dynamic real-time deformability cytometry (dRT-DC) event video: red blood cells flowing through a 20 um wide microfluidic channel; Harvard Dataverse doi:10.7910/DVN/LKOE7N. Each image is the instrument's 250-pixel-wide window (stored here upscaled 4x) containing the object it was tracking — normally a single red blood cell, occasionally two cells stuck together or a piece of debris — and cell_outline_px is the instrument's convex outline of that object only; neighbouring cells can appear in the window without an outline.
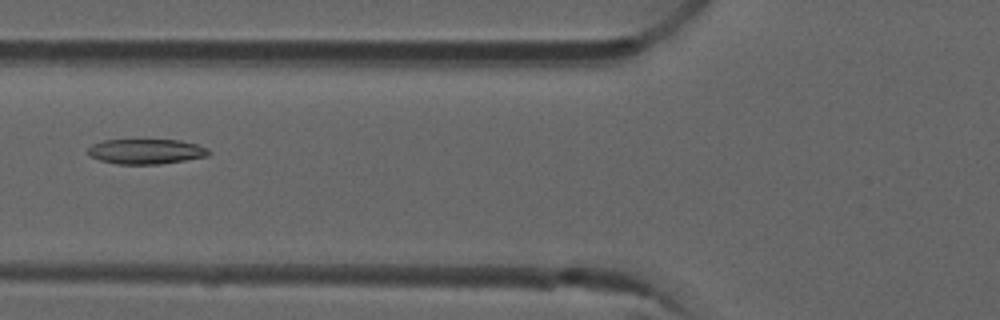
{"species": "common noctule bat (a hibernating species)", "species_latin": "Nyctalus noctula", "temperature_condition": "room temperature", "stored_images_in_passage": 52, "camera_frame_rate_fps": 3000, "um_per_image_px": 0.085, "animal": {"sex": "male", "forearm_length_mm": 52.5}, "frame": {"image": 1, "passage_image": 20, "time_ms": 6.333, "image_size_px": [1000, 320], "cell_outline_px": [[212, 152], [208, 156], [160, 164], [116, 164], [100, 160], [88, 156], [88, 148], [92, 144], [104, 140], [180, 140], [196, 144], [208, 148]], "centroid_in_image_um": [12.41, 12.87], "position_along_channel_um": 113.4, "area_um2": 17.69}}
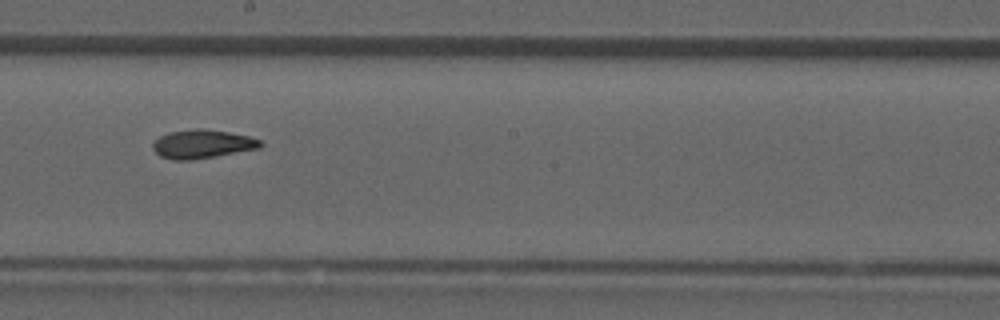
{"frame": {"image": 2, "passage_image": 29, "time_ms": 9.333, "image_size_px": [1000, 320], "cell_outline_px": [[264, 144], [260, 148], [216, 156], [188, 160], [172, 160], [160, 156], [152, 148], [152, 144], [160, 136], [168, 132], [196, 128], [204, 128], [228, 132], [248, 136], [260, 140]], "centroid_in_image_um": [17.19, 12.24], "position_along_channel_um": 231.0, "area_um2": 17.98}}
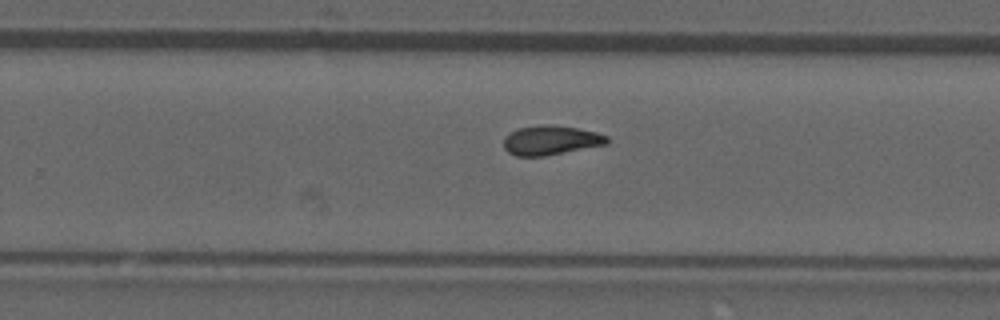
{"frame": {"image": 3, "passage_image": 33, "time_ms": 10.667, "image_size_px": [1000, 320], "cell_outline_px": [[608, 144], [544, 156], [516, 156], [508, 152], [504, 148], [504, 136], [520, 128], [540, 124], [544, 124], [576, 128], [596, 132], [608, 136]], "centroid_in_image_um": [46.81, 11.93], "position_along_channel_um": 283.0, "area_um2": 17.57}, "authors_computed_cell_mechanics": {"area_um2": 17.8313, "velocity_mm_per_s": 3.9198, "shape_relaxation_time_tau1_ms": 6.3147, "shape_relaxation_time_tau2_ms": 2.9663, "deformation_change_tau1": 0.1718, "deformation_change_tau2": 0.099}}